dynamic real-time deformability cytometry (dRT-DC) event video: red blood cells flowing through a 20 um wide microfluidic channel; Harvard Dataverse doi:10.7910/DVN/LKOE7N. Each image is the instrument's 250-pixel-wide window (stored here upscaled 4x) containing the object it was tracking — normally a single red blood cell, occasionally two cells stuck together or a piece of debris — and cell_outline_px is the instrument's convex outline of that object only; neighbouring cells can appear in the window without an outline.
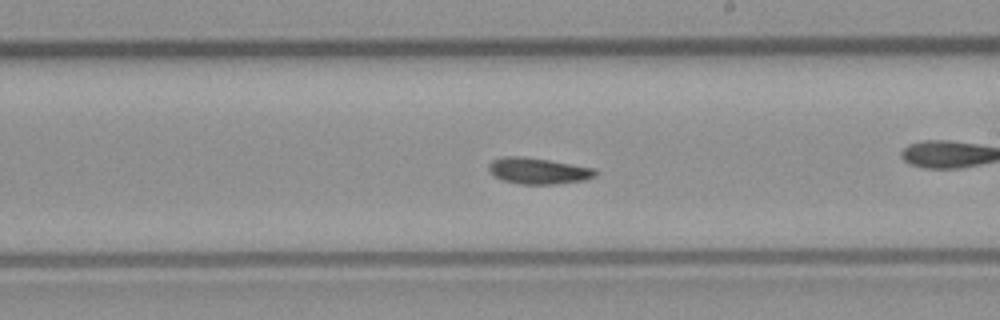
{"species": "common noctule bat (a hibernating species)", "species_latin": "Nyctalus noctula", "temperature_condition": "room temperature", "stored_images_in_passage": 41, "camera_frame_rate_fps": 3000, "um_per_image_px": 0.085, "animal": {"sex": "male", "body_mass_g": 23.1, "forearm_length_mm": 52.7}, "frame": {"image": 1, "passage_image": 18, "time_ms": 5.667, "image_size_px": [1000, 320], "cell_outline_px": [[596, 176], [584, 180], [556, 184], [520, 184], [504, 180], [496, 176], [488, 168], [488, 164], [492, 160], [504, 156], [520, 156], [548, 160], [596, 168]], "centroid_in_image_um": [45.77, 14.52], "position_along_channel_um": 243.2, "area_um2": 16.13}}
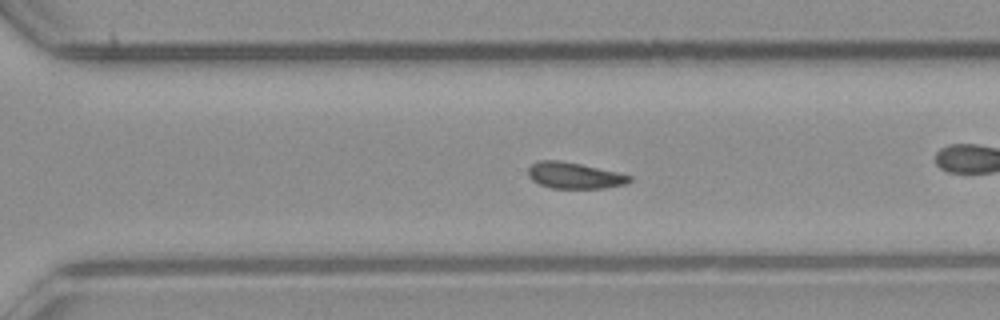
{"frame": {"image": 2, "passage_image": 24, "time_ms": 7.667, "image_size_px": [1000, 320], "cell_outline_px": [[632, 180], [628, 184], [604, 188], [552, 188], [540, 184], [532, 180], [528, 176], [528, 168], [532, 164], [540, 160], [560, 160], [620, 172], [632, 176]], "centroid_in_image_um": [48.86, 14.92], "position_along_channel_um": 321.7, "area_um2": 15.61}, "authors_computed_cell_mechanics": {"area_um2": 15.6638, "velocity_mm_per_s": 3.9402, "shape_relaxation_time_tau1_ms": 3.0457, "shape_relaxation_time_tau2_ms": 1.7527, "deformation_change_tau1": 0.1145, "deformation_change_tau2": 0.0663}}